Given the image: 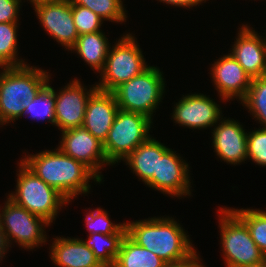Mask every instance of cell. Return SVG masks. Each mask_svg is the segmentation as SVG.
Returning <instances> with one entry per match:
<instances>
[{
	"instance_id": "6da1fadb",
	"label": "cell",
	"mask_w": 266,
	"mask_h": 267,
	"mask_svg": "<svg viewBox=\"0 0 266 267\" xmlns=\"http://www.w3.org/2000/svg\"><path fill=\"white\" fill-rule=\"evenodd\" d=\"M46 184L58 190L68 201L76 195L89 192L90 179H100L82 162L63 153L46 150L35 155H27L21 160Z\"/></svg>"
},
{
	"instance_id": "7a4b0ae2",
	"label": "cell",
	"mask_w": 266,
	"mask_h": 267,
	"mask_svg": "<svg viewBox=\"0 0 266 267\" xmlns=\"http://www.w3.org/2000/svg\"><path fill=\"white\" fill-rule=\"evenodd\" d=\"M127 235L166 263L187 258L195 250L183 228L173 218H150L126 223Z\"/></svg>"
},
{
	"instance_id": "3957f363",
	"label": "cell",
	"mask_w": 266,
	"mask_h": 267,
	"mask_svg": "<svg viewBox=\"0 0 266 267\" xmlns=\"http://www.w3.org/2000/svg\"><path fill=\"white\" fill-rule=\"evenodd\" d=\"M0 73V125L23 117L24 106L48 83V72L27 65L3 67Z\"/></svg>"
},
{
	"instance_id": "277c9868",
	"label": "cell",
	"mask_w": 266,
	"mask_h": 267,
	"mask_svg": "<svg viewBox=\"0 0 266 267\" xmlns=\"http://www.w3.org/2000/svg\"><path fill=\"white\" fill-rule=\"evenodd\" d=\"M19 165L16 192L8 194V198L51 224L55 220L59 208L68 203V199L41 180L21 160Z\"/></svg>"
},
{
	"instance_id": "5b68a950",
	"label": "cell",
	"mask_w": 266,
	"mask_h": 267,
	"mask_svg": "<svg viewBox=\"0 0 266 267\" xmlns=\"http://www.w3.org/2000/svg\"><path fill=\"white\" fill-rule=\"evenodd\" d=\"M157 67L149 66L141 74L122 83L113 93L120 110L152 118L165 92V80Z\"/></svg>"
},
{
	"instance_id": "8992f818",
	"label": "cell",
	"mask_w": 266,
	"mask_h": 267,
	"mask_svg": "<svg viewBox=\"0 0 266 267\" xmlns=\"http://www.w3.org/2000/svg\"><path fill=\"white\" fill-rule=\"evenodd\" d=\"M129 33L121 37L118 42L109 48L103 70L101 82L96 84L98 90L113 92L122 83L141 74L149 66L146 65L142 51Z\"/></svg>"
},
{
	"instance_id": "52a82bcc",
	"label": "cell",
	"mask_w": 266,
	"mask_h": 267,
	"mask_svg": "<svg viewBox=\"0 0 266 267\" xmlns=\"http://www.w3.org/2000/svg\"><path fill=\"white\" fill-rule=\"evenodd\" d=\"M151 120L145 115L119 109L103 143L107 161L112 165L118 163L145 142L150 137Z\"/></svg>"
},
{
	"instance_id": "ba28073f",
	"label": "cell",
	"mask_w": 266,
	"mask_h": 267,
	"mask_svg": "<svg viewBox=\"0 0 266 267\" xmlns=\"http://www.w3.org/2000/svg\"><path fill=\"white\" fill-rule=\"evenodd\" d=\"M220 211L221 247L227 267H245L265 259L247 226L230 209Z\"/></svg>"
},
{
	"instance_id": "9c48e42d",
	"label": "cell",
	"mask_w": 266,
	"mask_h": 267,
	"mask_svg": "<svg viewBox=\"0 0 266 267\" xmlns=\"http://www.w3.org/2000/svg\"><path fill=\"white\" fill-rule=\"evenodd\" d=\"M7 199L2 213L0 212V222L8 246L11 238L26 249H33L45 243L47 237L42 228L45 225L49 226L50 223L17 205L10 198Z\"/></svg>"
},
{
	"instance_id": "30bf717a",
	"label": "cell",
	"mask_w": 266,
	"mask_h": 267,
	"mask_svg": "<svg viewBox=\"0 0 266 267\" xmlns=\"http://www.w3.org/2000/svg\"><path fill=\"white\" fill-rule=\"evenodd\" d=\"M59 149L66 155L82 162L102 181L99 169L110 165L103 150V143L92 136L83 126L61 131Z\"/></svg>"
},
{
	"instance_id": "8fae6325",
	"label": "cell",
	"mask_w": 266,
	"mask_h": 267,
	"mask_svg": "<svg viewBox=\"0 0 266 267\" xmlns=\"http://www.w3.org/2000/svg\"><path fill=\"white\" fill-rule=\"evenodd\" d=\"M74 79L58 94L51 87L55 96V126L61 131L83 125L86 105L91 95L98 89L93 86L89 91Z\"/></svg>"
},
{
	"instance_id": "7c38bea8",
	"label": "cell",
	"mask_w": 266,
	"mask_h": 267,
	"mask_svg": "<svg viewBox=\"0 0 266 267\" xmlns=\"http://www.w3.org/2000/svg\"><path fill=\"white\" fill-rule=\"evenodd\" d=\"M34 8L45 31L70 50L79 37L73 21L70 0L40 3Z\"/></svg>"
},
{
	"instance_id": "4fadbf2b",
	"label": "cell",
	"mask_w": 266,
	"mask_h": 267,
	"mask_svg": "<svg viewBox=\"0 0 266 267\" xmlns=\"http://www.w3.org/2000/svg\"><path fill=\"white\" fill-rule=\"evenodd\" d=\"M182 160L170 148L162 156H158L157 175H153L146 183L147 186L177 197L191 195L189 166Z\"/></svg>"
},
{
	"instance_id": "5bb4252c",
	"label": "cell",
	"mask_w": 266,
	"mask_h": 267,
	"mask_svg": "<svg viewBox=\"0 0 266 267\" xmlns=\"http://www.w3.org/2000/svg\"><path fill=\"white\" fill-rule=\"evenodd\" d=\"M211 98L204 94L184 96L174 107L173 119L175 123L189 128H206L217 124L221 110Z\"/></svg>"
},
{
	"instance_id": "9a60e30c",
	"label": "cell",
	"mask_w": 266,
	"mask_h": 267,
	"mask_svg": "<svg viewBox=\"0 0 266 267\" xmlns=\"http://www.w3.org/2000/svg\"><path fill=\"white\" fill-rule=\"evenodd\" d=\"M230 53L253 79L266 76V40L242 25Z\"/></svg>"
},
{
	"instance_id": "2e32d148",
	"label": "cell",
	"mask_w": 266,
	"mask_h": 267,
	"mask_svg": "<svg viewBox=\"0 0 266 267\" xmlns=\"http://www.w3.org/2000/svg\"><path fill=\"white\" fill-rule=\"evenodd\" d=\"M212 78L221 99L227 101L233 97L243 100L251 85L252 78L231 55H224L212 65Z\"/></svg>"
},
{
	"instance_id": "e0dca14e",
	"label": "cell",
	"mask_w": 266,
	"mask_h": 267,
	"mask_svg": "<svg viewBox=\"0 0 266 267\" xmlns=\"http://www.w3.org/2000/svg\"><path fill=\"white\" fill-rule=\"evenodd\" d=\"M118 110L114 93L97 89L87 102L82 126L104 143Z\"/></svg>"
},
{
	"instance_id": "ac0fdd59",
	"label": "cell",
	"mask_w": 266,
	"mask_h": 267,
	"mask_svg": "<svg viewBox=\"0 0 266 267\" xmlns=\"http://www.w3.org/2000/svg\"><path fill=\"white\" fill-rule=\"evenodd\" d=\"M220 123L212 132L213 146L218 157L234 165L246 161L247 132L234 119H223Z\"/></svg>"
},
{
	"instance_id": "d6986e66",
	"label": "cell",
	"mask_w": 266,
	"mask_h": 267,
	"mask_svg": "<svg viewBox=\"0 0 266 267\" xmlns=\"http://www.w3.org/2000/svg\"><path fill=\"white\" fill-rule=\"evenodd\" d=\"M50 251L51 260L59 267H104L78 238H55Z\"/></svg>"
},
{
	"instance_id": "ffe728a7",
	"label": "cell",
	"mask_w": 266,
	"mask_h": 267,
	"mask_svg": "<svg viewBox=\"0 0 266 267\" xmlns=\"http://www.w3.org/2000/svg\"><path fill=\"white\" fill-rule=\"evenodd\" d=\"M169 148L152 137L140 144L126 158V163L146 184L153 175H157L158 156H162Z\"/></svg>"
},
{
	"instance_id": "44dd1931",
	"label": "cell",
	"mask_w": 266,
	"mask_h": 267,
	"mask_svg": "<svg viewBox=\"0 0 266 267\" xmlns=\"http://www.w3.org/2000/svg\"><path fill=\"white\" fill-rule=\"evenodd\" d=\"M108 39L101 31L79 35L74 50L92 69L102 71L109 52Z\"/></svg>"
},
{
	"instance_id": "7402d4cb",
	"label": "cell",
	"mask_w": 266,
	"mask_h": 267,
	"mask_svg": "<svg viewBox=\"0 0 266 267\" xmlns=\"http://www.w3.org/2000/svg\"><path fill=\"white\" fill-rule=\"evenodd\" d=\"M126 234L125 224L116 234H90L88 240H83V243L93 251L95 257L104 267H113Z\"/></svg>"
},
{
	"instance_id": "603a6c76",
	"label": "cell",
	"mask_w": 266,
	"mask_h": 267,
	"mask_svg": "<svg viewBox=\"0 0 266 267\" xmlns=\"http://www.w3.org/2000/svg\"><path fill=\"white\" fill-rule=\"evenodd\" d=\"M165 264L156 254L139 246L126 234L113 267H164Z\"/></svg>"
},
{
	"instance_id": "cb8c5ba5",
	"label": "cell",
	"mask_w": 266,
	"mask_h": 267,
	"mask_svg": "<svg viewBox=\"0 0 266 267\" xmlns=\"http://www.w3.org/2000/svg\"><path fill=\"white\" fill-rule=\"evenodd\" d=\"M248 228L250 236L266 257V212L257 209H230Z\"/></svg>"
},
{
	"instance_id": "d4e9b609",
	"label": "cell",
	"mask_w": 266,
	"mask_h": 267,
	"mask_svg": "<svg viewBox=\"0 0 266 267\" xmlns=\"http://www.w3.org/2000/svg\"><path fill=\"white\" fill-rule=\"evenodd\" d=\"M17 22L0 23V67L26 65L17 59Z\"/></svg>"
},
{
	"instance_id": "484cf974",
	"label": "cell",
	"mask_w": 266,
	"mask_h": 267,
	"mask_svg": "<svg viewBox=\"0 0 266 267\" xmlns=\"http://www.w3.org/2000/svg\"><path fill=\"white\" fill-rule=\"evenodd\" d=\"M24 114L31 115V118L35 120L47 119L48 122L55 125V96L49 83L39 91L33 100L25 103Z\"/></svg>"
},
{
	"instance_id": "4316f807",
	"label": "cell",
	"mask_w": 266,
	"mask_h": 267,
	"mask_svg": "<svg viewBox=\"0 0 266 267\" xmlns=\"http://www.w3.org/2000/svg\"><path fill=\"white\" fill-rule=\"evenodd\" d=\"M252 112L253 117L266 128V76L251 80L246 97L241 101Z\"/></svg>"
},
{
	"instance_id": "83f0119b",
	"label": "cell",
	"mask_w": 266,
	"mask_h": 267,
	"mask_svg": "<svg viewBox=\"0 0 266 267\" xmlns=\"http://www.w3.org/2000/svg\"><path fill=\"white\" fill-rule=\"evenodd\" d=\"M70 2L72 5L90 9L103 20L121 23L127 18L122 0H70Z\"/></svg>"
},
{
	"instance_id": "f1b7e54d",
	"label": "cell",
	"mask_w": 266,
	"mask_h": 267,
	"mask_svg": "<svg viewBox=\"0 0 266 267\" xmlns=\"http://www.w3.org/2000/svg\"><path fill=\"white\" fill-rule=\"evenodd\" d=\"M72 15L79 35L101 31L103 19L90 9L80 5H72Z\"/></svg>"
},
{
	"instance_id": "f546056e",
	"label": "cell",
	"mask_w": 266,
	"mask_h": 267,
	"mask_svg": "<svg viewBox=\"0 0 266 267\" xmlns=\"http://www.w3.org/2000/svg\"><path fill=\"white\" fill-rule=\"evenodd\" d=\"M86 227L90 234L101 233L105 235L116 234L124 225L123 224H113L108 218V213L102 208H97L94 211L87 213L85 219Z\"/></svg>"
},
{
	"instance_id": "4dcf8cb0",
	"label": "cell",
	"mask_w": 266,
	"mask_h": 267,
	"mask_svg": "<svg viewBox=\"0 0 266 267\" xmlns=\"http://www.w3.org/2000/svg\"><path fill=\"white\" fill-rule=\"evenodd\" d=\"M247 158L266 166V128L247 133Z\"/></svg>"
},
{
	"instance_id": "1f68e13d",
	"label": "cell",
	"mask_w": 266,
	"mask_h": 267,
	"mask_svg": "<svg viewBox=\"0 0 266 267\" xmlns=\"http://www.w3.org/2000/svg\"><path fill=\"white\" fill-rule=\"evenodd\" d=\"M21 0H0V23L18 21Z\"/></svg>"
},
{
	"instance_id": "d6a6232c",
	"label": "cell",
	"mask_w": 266,
	"mask_h": 267,
	"mask_svg": "<svg viewBox=\"0 0 266 267\" xmlns=\"http://www.w3.org/2000/svg\"><path fill=\"white\" fill-rule=\"evenodd\" d=\"M196 253L197 252L195 250L187 258L179 260V261L171 262V263H166L164 267H204L202 264H199L200 258L198 254Z\"/></svg>"
},
{
	"instance_id": "836d02e7",
	"label": "cell",
	"mask_w": 266,
	"mask_h": 267,
	"mask_svg": "<svg viewBox=\"0 0 266 267\" xmlns=\"http://www.w3.org/2000/svg\"><path fill=\"white\" fill-rule=\"evenodd\" d=\"M161 2H165L166 4H171L174 6H179V7H193L198 4H201V2L206 1V0H159Z\"/></svg>"
},
{
	"instance_id": "e575fe53",
	"label": "cell",
	"mask_w": 266,
	"mask_h": 267,
	"mask_svg": "<svg viewBox=\"0 0 266 267\" xmlns=\"http://www.w3.org/2000/svg\"><path fill=\"white\" fill-rule=\"evenodd\" d=\"M8 244L6 242L5 239V235H4V231L1 227V222H0V261L2 260V258H4L5 253H6V249H8Z\"/></svg>"
},
{
	"instance_id": "d590c367",
	"label": "cell",
	"mask_w": 266,
	"mask_h": 267,
	"mask_svg": "<svg viewBox=\"0 0 266 267\" xmlns=\"http://www.w3.org/2000/svg\"><path fill=\"white\" fill-rule=\"evenodd\" d=\"M245 267H266V258L258 263H254Z\"/></svg>"
},
{
	"instance_id": "8d00e7d4",
	"label": "cell",
	"mask_w": 266,
	"mask_h": 267,
	"mask_svg": "<svg viewBox=\"0 0 266 267\" xmlns=\"http://www.w3.org/2000/svg\"><path fill=\"white\" fill-rule=\"evenodd\" d=\"M30 3L33 4V6L40 4V3H45V2H54V1H59V0H29Z\"/></svg>"
}]
</instances>
